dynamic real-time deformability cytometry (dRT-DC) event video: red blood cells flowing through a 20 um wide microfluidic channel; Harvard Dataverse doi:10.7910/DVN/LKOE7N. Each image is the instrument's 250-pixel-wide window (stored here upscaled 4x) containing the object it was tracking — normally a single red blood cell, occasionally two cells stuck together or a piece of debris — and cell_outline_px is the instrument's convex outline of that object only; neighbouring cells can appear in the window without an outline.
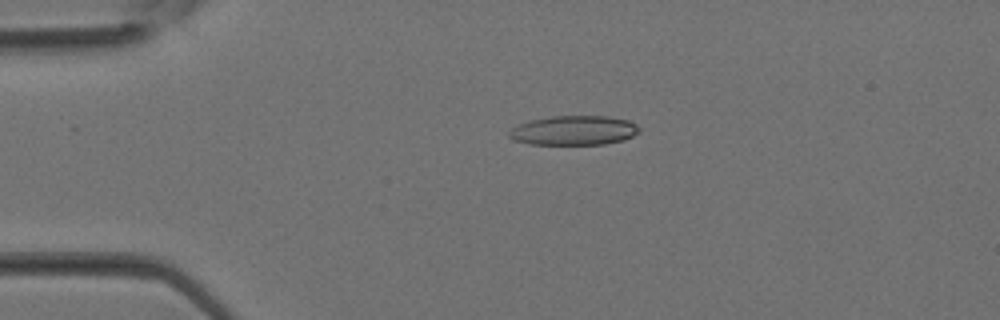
{"species": "Egyptian fruit bat (a non-hibernating species)", "species_latin": "Rousettus aegyptiacus", "temperature_condition": "room temperature", "stored_images_in_passage": 36, "camera_frame_rate_fps": 3000, "um_per_image_px": 0.085, "animal": {"sex": "female"}, "frame": {"image": 1, "passage_image": 8, "time_ms": 2.333, "image_size_px": [1000, 320], "cell_outline_px": [[640, 132], [624, 140], [604, 144], [532, 144], [512, 140], [508, 136], [508, 132], [512, 128], [528, 120], [552, 116], [608, 116], [628, 120], [636, 124], [640, 128]], "centroid_in_image_um": [48.78, 11.08], "position_along_channel_um": 36.2, "area_um2": 22.43}}
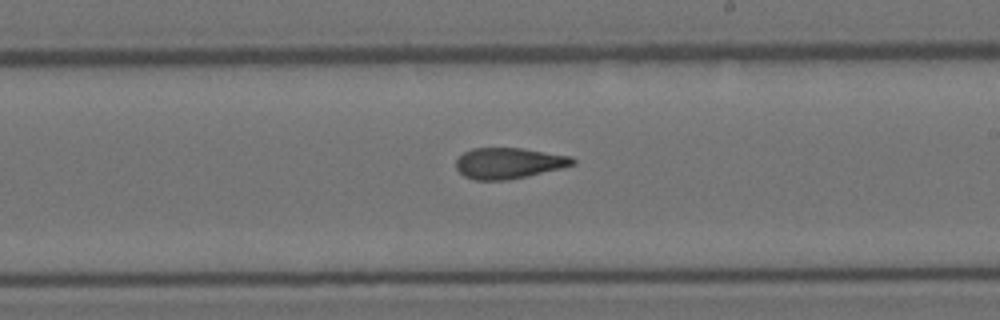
{"frame": {"image": 2, "passage_image": 21, "time_ms": 6.667, "image_size_px": [1000, 320], "cell_outline_px": [[576, 164], [560, 168], [508, 180], [476, 180], [464, 176], [456, 168], [456, 160], [464, 152], [472, 148], [520, 148], [572, 156], [576, 160]], "centroid_in_image_um": [43.24, 13.86], "position_along_channel_um": 245.8, "area_um2": 20.87}}
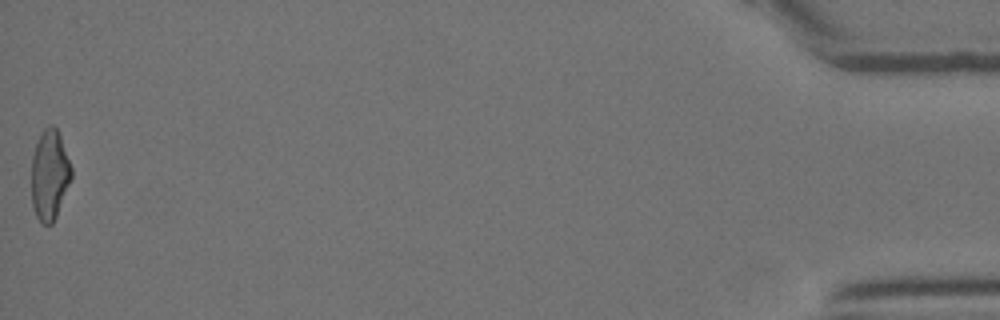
{"frame": {"image": 3, "passage_image": 36, "time_ms": 11.667, "image_size_px": [1000, 320], "cell_outline_px": [[72, 176], [56, 216], [52, 224], [40, 224], [36, 216], [32, 204], [32, 156], [36, 144], [44, 128], [48, 124], [52, 124], [56, 128], [60, 136], [72, 168]], "centroid_in_image_um": [4.21, 14.87], "position_along_channel_um": 431.0, "area_um2": 20.81}}